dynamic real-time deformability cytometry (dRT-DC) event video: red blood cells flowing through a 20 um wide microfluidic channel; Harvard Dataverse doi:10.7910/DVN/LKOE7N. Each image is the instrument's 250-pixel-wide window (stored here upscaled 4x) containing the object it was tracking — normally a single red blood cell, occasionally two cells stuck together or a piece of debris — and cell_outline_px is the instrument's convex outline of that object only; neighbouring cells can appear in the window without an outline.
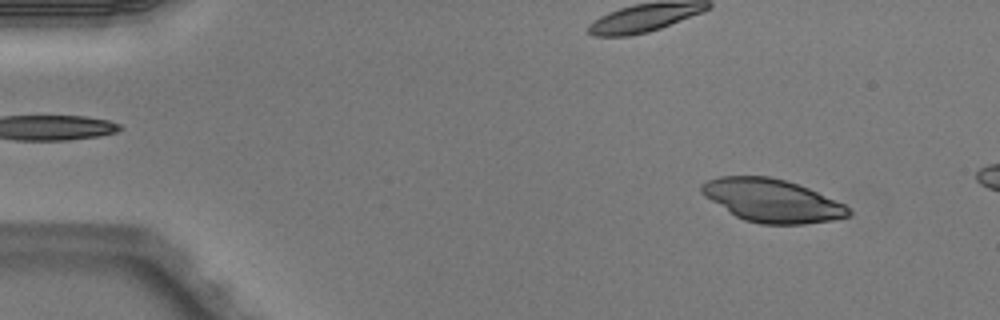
{"species": "Egyptian fruit bat (a non-hibernating species)", "species_latin": "Rousettus aegyptiacus", "temperature_condition": "warm", "stored_images_in_passage": 2, "camera_frame_rate_fps": 3000, "um_per_image_px": 0.085, "animal": {"sex": "male"}, "frame": {"image": 1, "passage_image": 1, "time_ms": 0.0, "image_size_px": [1000, 320], "cell_outline_px": [[852, 212], [848, 216], [832, 220], [804, 224], [760, 224], [744, 220], [736, 216], [704, 196], [700, 192], [700, 184], [708, 180], [720, 176], [768, 176], [784, 180], [808, 188], [844, 204]], "centroid_in_image_um": [65.59, 17.05], "position_along_channel_um": 19.4, "area_um2": 36.53}}